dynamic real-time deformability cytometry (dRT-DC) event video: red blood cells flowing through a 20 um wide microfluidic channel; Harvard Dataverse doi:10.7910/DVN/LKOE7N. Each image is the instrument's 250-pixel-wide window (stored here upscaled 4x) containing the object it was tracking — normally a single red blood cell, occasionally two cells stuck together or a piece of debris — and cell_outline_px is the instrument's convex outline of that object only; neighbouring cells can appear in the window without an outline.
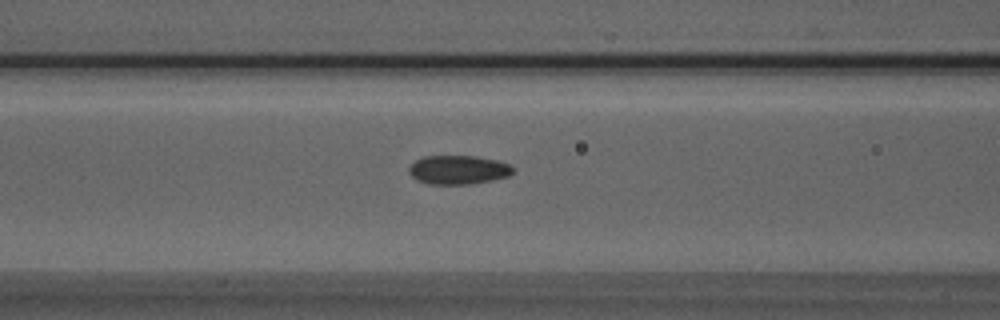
{"species": "Egyptian fruit bat (a non-hibernating species)", "species_latin": "Rousettus aegyptiacus", "temperature_condition": "room temperature", "stored_images_in_passage": 38, "camera_frame_rate_fps": 3000, "um_per_image_px": 0.085, "animal": {"sex": "male"}, "frame": {"image": 1, "passage_image": 12, "time_ms": 3.667, "image_size_px": [1000, 320], "cell_outline_px": [[512, 172], [508, 176], [492, 180], [468, 184], [428, 184], [412, 176], [408, 172], [408, 168], [416, 160], [424, 156], [476, 156], [496, 160], [508, 164], [512, 168]], "centroid_in_image_um": [38.93, 14.43], "position_along_channel_um": 127.7, "area_um2": 17.28}}
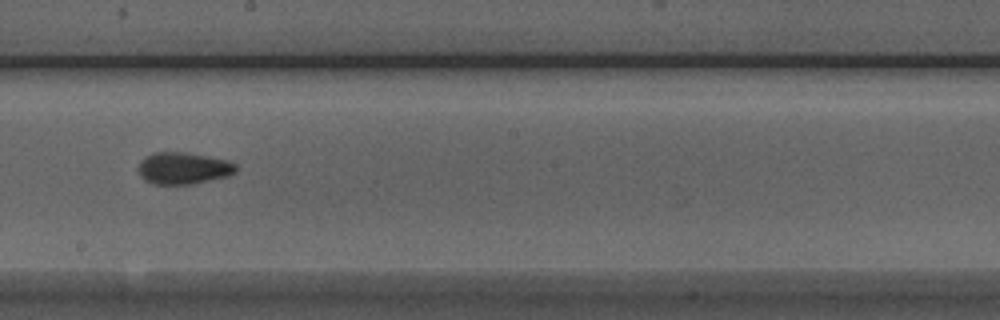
{"frame": {"image": 2, "passage_image": 20, "time_ms": 6.333, "image_size_px": [1000, 320], "cell_outline_px": [[236, 172], [228, 176], [192, 184], [152, 184], [144, 180], [140, 176], [136, 168], [140, 160], [144, 156], [152, 152], [184, 152], [208, 156], [228, 160], [236, 164]], "centroid_in_image_um": [15.53, 14.29], "position_along_channel_um": 232.7, "area_um2": 18.44}}
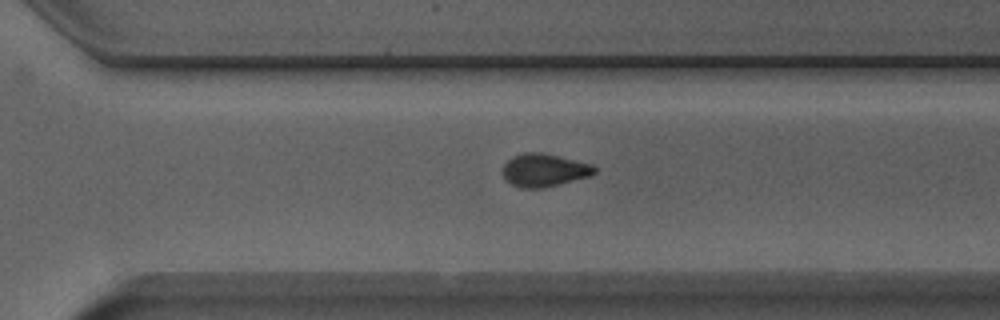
{"frame": {"image": 3, "passage_image": 27, "time_ms": 8.667, "image_size_px": [1000, 320], "cell_outline_px": [[596, 172], [592, 176], [544, 188], [520, 188], [512, 184], [504, 176], [504, 164], [512, 156], [524, 152], [540, 152], [592, 164], [596, 168]], "centroid_in_image_um": [46.29, 14.47], "position_along_channel_um": 324.3, "area_um2": 17.57}, "authors_computed_cell_mechanics": {"area_um2": 17.7446, "velocity_mm_per_s": 3.9429, "shape_relaxation_time_tau1_ms": null, "shape_relaxation_time_tau2_ms": 1.662, "deformation_change_tau1": null, "deformation_change_tau2": 0.072}}